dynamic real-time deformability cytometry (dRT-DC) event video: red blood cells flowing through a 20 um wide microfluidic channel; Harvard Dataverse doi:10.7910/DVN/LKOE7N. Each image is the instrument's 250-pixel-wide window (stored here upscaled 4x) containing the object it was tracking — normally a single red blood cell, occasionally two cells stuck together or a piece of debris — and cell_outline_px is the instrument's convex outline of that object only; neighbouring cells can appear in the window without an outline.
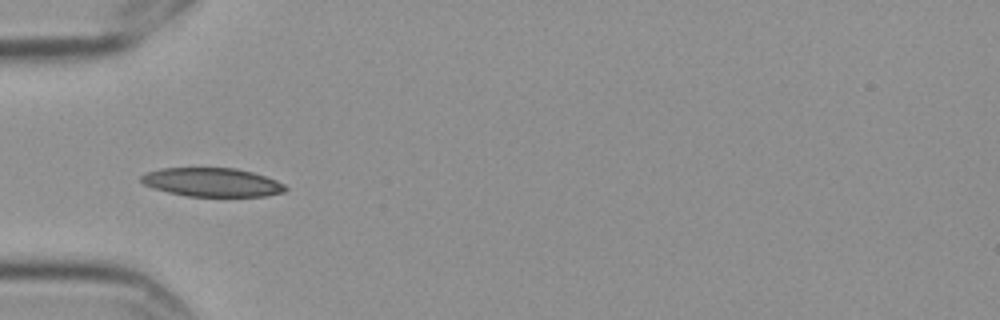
{"species": "Egyptian fruit bat (a non-hibernating species)", "species_latin": "Rousettus aegyptiacus", "temperature_condition": "cold", "stored_images_in_passage": 5, "camera_frame_rate_fps": 3000, "um_per_image_px": 0.085, "frame": {"image": 1, "passage_image": 5, "time_ms": 1.333, "image_size_px": [1000, 320], "cell_outline_px": [[288, 188], [284, 192], [264, 196], [188, 196], [168, 192], [152, 188], [144, 184], [140, 180], [140, 176], [144, 172], [160, 168], [236, 168], [252, 172], [276, 180], [284, 184]], "centroid_in_image_um": [17.99, 15.49], "position_along_channel_um": 67.0, "area_um2": 24.16}}